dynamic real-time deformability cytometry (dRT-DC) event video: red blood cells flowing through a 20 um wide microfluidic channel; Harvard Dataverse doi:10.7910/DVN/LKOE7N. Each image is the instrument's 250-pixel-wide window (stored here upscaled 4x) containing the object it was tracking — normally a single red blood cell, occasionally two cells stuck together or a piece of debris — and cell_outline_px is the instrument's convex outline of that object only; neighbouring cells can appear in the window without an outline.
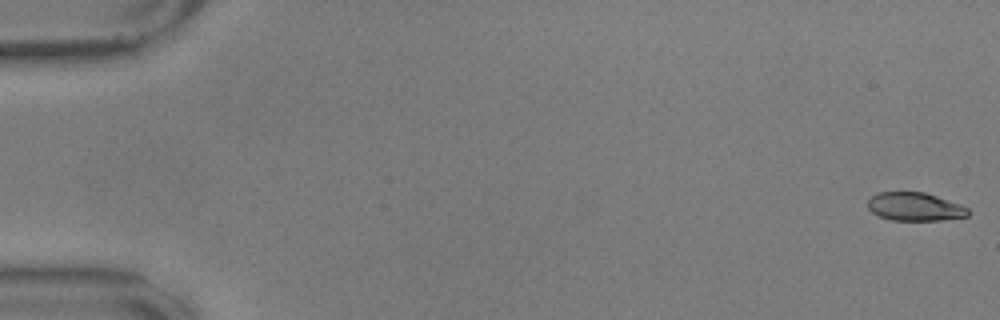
{"species": "common noctule bat (a hibernating species)", "species_latin": "Nyctalus noctula", "temperature_condition": "warm", "stored_images_in_passage": 57, "camera_frame_rate_fps": 3000, "um_per_image_px": 0.085, "animal": {"sex": "male", "body_mass_g": 17.9, "forearm_length_mm": 54.2}, "frame": {"image": 1, "passage_image": 1, "time_ms": 0.0, "image_size_px": [1000, 320], "cell_outline_px": [[968, 216], [940, 220], [892, 220], [880, 216], [872, 212], [868, 208], [868, 200], [876, 192], [924, 192], [960, 204], [968, 208]], "centroid_in_image_um": [77.74, 17.56], "position_along_channel_um": 7.3, "area_um2": 16.42}}
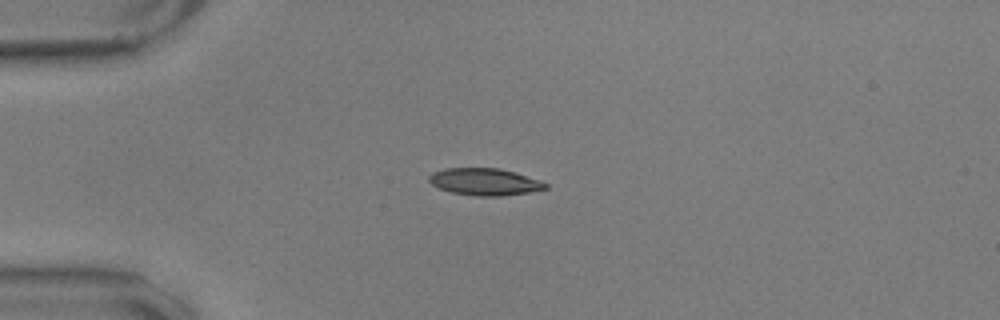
{"frame": {"image": 2, "passage_image": 15, "time_ms": 4.667, "image_size_px": [1000, 320], "cell_outline_px": [[548, 188], [528, 192], [500, 196], [476, 196], [452, 192], [440, 188], [432, 184], [428, 180], [428, 176], [432, 172], [444, 168], [500, 168], [540, 180], [548, 184]], "centroid_in_image_um": [41.18, 15.44], "position_along_channel_um": 43.8, "area_um2": 18.26}}
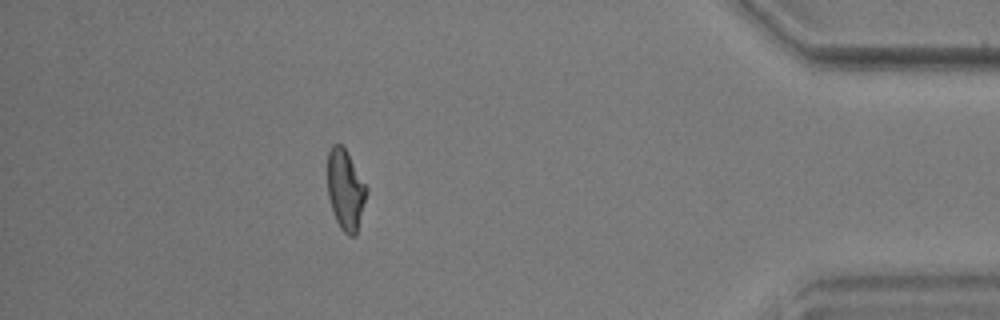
{"frame": {"image": 3, "passage_image": 51, "time_ms": 16.667, "image_size_px": [1000, 320], "cell_outline_px": [[368, 192], [356, 236], [348, 236], [340, 228], [336, 220], [328, 196], [328, 152], [332, 144], [340, 144], [344, 148], [368, 188]], "centroid_in_image_um": [29.38, 16.17], "position_along_channel_um": 405.8, "area_um2": 18.15}, "authors_computed_cell_mechanics": {"area_um2": 18.4382, "velocity_mm_per_s": 3.5774, "shape_relaxation_time_tau1_ms": 4.7044, "shape_relaxation_time_tau2_ms": 1.5586, "deformation_change_tau1": 0.1779, "deformation_change_tau2": 0.0777}}